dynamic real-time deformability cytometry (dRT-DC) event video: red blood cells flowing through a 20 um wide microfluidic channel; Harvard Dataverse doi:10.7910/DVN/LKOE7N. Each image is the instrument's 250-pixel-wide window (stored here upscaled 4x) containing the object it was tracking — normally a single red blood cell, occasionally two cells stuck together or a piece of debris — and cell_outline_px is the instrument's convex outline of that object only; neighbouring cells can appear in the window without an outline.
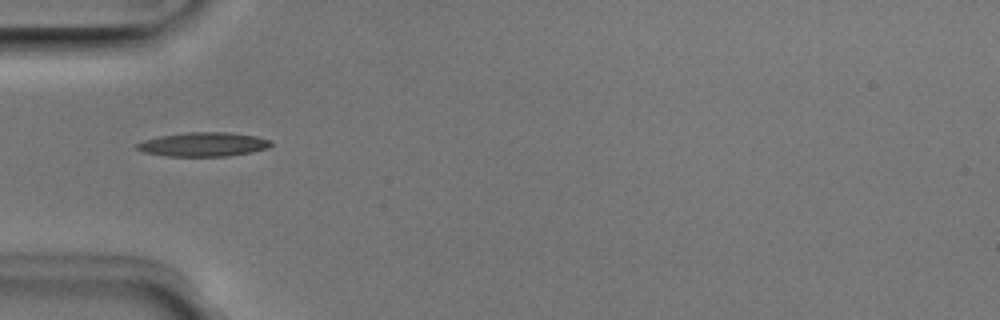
{"species": "Egyptian fruit bat (a non-hibernating species)", "species_latin": "Rousettus aegyptiacus", "temperature_condition": "room temperature", "stored_images_in_passage": 22, "camera_frame_rate_fps": 3000, "um_per_image_px": 0.085, "animal": {"sex": "male"}, "frame": {"image": 1, "passage_image": 1, "time_ms": 0.0, "image_size_px": [1000, 320], "cell_outline_px": [[272, 144], [268, 148], [252, 152], [228, 156], [164, 156], [144, 152], [136, 148], [136, 144], [144, 140], [160, 136], [188, 132], [228, 132], [256, 136], [272, 140]], "centroid_in_image_um": [17.31, 12.27], "position_along_channel_um": 67.7, "area_um2": 18.84}}
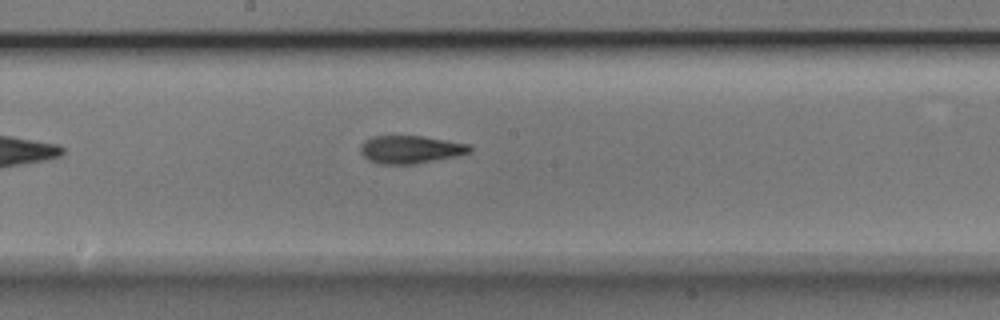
{"frame": {"image": 2, "passage_image": 12, "time_ms": 3.667, "image_size_px": [1000, 320], "cell_outline_px": [[472, 152], [456, 156], [416, 164], [380, 164], [368, 160], [360, 152], [360, 144], [364, 140], [372, 136], [424, 136], [472, 144]], "centroid_in_image_um": [34.91, 12.7], "position_along_channel_um": 213.3, "area_um2": 18.03}}
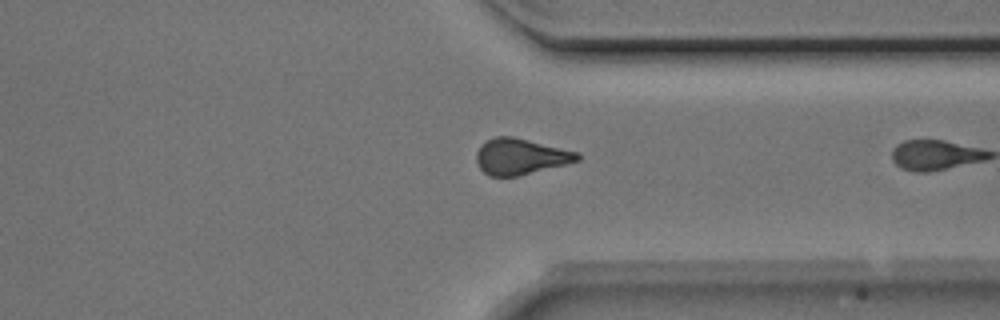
{"frame": {"image": 3, "passage_image": 21, "time_ms": 6.667, "image_size_px": [1000, 320], "cell_outline_px": [[580, 160], [568, 164], [520, 176], [488, 176], [480, 168], [476, 160], [476, 152], [480, 144], [496, 136], [512, 136], [580, 152]], "centroid_in_image_um": [44.26, 13.31], "position_along_channel_um": 367.1, "area_um2": 21.44}}